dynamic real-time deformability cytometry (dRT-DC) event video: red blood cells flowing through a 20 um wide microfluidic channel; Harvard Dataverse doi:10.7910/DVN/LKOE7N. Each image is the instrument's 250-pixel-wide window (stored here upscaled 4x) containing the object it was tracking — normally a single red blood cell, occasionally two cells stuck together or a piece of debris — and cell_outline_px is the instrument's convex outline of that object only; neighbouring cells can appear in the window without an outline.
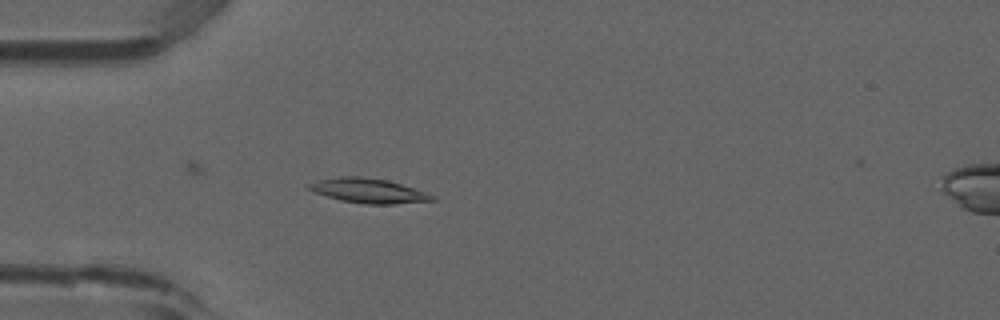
{"species": "common noctule bat (a hibernating species)", "species_latin": "Nyctalus noctula", "temperature_condition": "room temperature", "stored_images_in_passage": 4, "camera_frame_rate_fps": 3000, "um_per_image_px": 0.085, "animal": {"sex": "male", "forearm_length_mm": 52.5}, "frame": {"image": 1, "passage_image": 4, "time_ms": 1.0, "image_size_px": [1000, 320], "cell_outline_px": [[436, 200], [396, 204], [364, 204], [340, 200], [316, 192], [308, 188], [308, 184], [320, 180], [340, 176], [360, 176], [388, 180], [436, 196]], "centroid_in_image_um": [31.35, 16.21], "position_along_channel_um": 53.7, "area_um2": 17.4}}